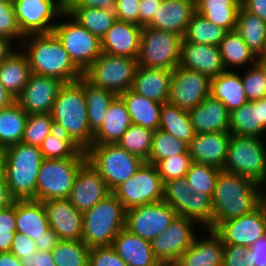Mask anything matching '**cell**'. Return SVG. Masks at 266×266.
Listing matches in <instances>:
<instances>
[{
	"label": "cell",
	"instance_id": "cell-1",
	"mask_svg": "<svg viewBox=\"0 0 266 266\" xmlns=\"http://www.w3.org/2000/svg\"><path fill=\"white\" fill-rule=\"evenodd\" d=\"M19 48L26 54L33 74L54 77L64 83L83 77L53 32L27 35Z\"/></svg>",
	"mask_w": 266,
	"mask_h": 266
},
{
	"label": "cell",
	"instance_id": "cell-2",
	"mask_svg": "<svg viewBox=\"0 0 266 266\" xmlns=\"http://www.w3.org/2000/svg\"><path fill=\"white\" fill-rule=\"evenodd\" d=\"M260 204L259 183L221 170L212 196L213 231L222 222L248 214Z\"/></svg>",
	"mask_w": 266,
	"mask_h": 266
},
{
	"label": "cell",
	"instance_id": "cell-3",
	"mask_svg": "<svg viewBox=\"0 0 266 266\" xmlns=\"http://www.w3.org/2000/svg\"><path fill=\"white\" fill-rule=\"evenodd\" d=\"M50 114L84 151L93 145L94 133L88 123L83 77L60 87Z\"/></svg>",
	"mask_w": 266,
	"mask_h": 266
},
{
	"label": "cell",
	"instance_id": "cell-4",
	"mask_svg": "<svg viewBox=\"0 0 266 266\" xmlns=\"http://www.w3.org/2000/svg\"><path fill=\"white\" fill-rule=\"evenodd\" d=\"M44 158L39 147L20 142L5 148L4 175L15 200H36V184Z\"/></svg>",
	"mask_w": 266,
	"mask_h": 266
},
{
	"label": "cell",
	"instance_id": "cell-5",
	"mask_svg": "<svg viewBox=\"0 0 266 266\" xmlns=\"http://www.w3.org/2000/svg\"><path fill=\"white\" fill-rule=\"evenodd\" d=\"M126 209L110 193L83 213L81 240L89 247L111 246L116 235L125 228Z\"/></svg>",
	"mask_w": 266,
	"mask_h": 266
},
{
	"label": "cell",
	"instance_id": "cell-6",
	"mask_svg": "<svg viewBox=\"0 0 266 266\" xmlns=\"http://www.w3.org/2000/svg\"><path fill=\"white\" fill-rule=\"evenodd\" d=\"M85 152L87 161L104 179L111 192L131 178L144 164L142 159L130 154L117 143L91 145Z\"/></svg>",
	"mask_w": 266,
	"mask_h": 266
},
{
	"label": "cell",
	"instance_id": "cell-7",
	"mask_svg": "<svg viewBox=\"0 0 266 266\" xmlns=\"http://www.w3.org/2000/svg\"><path fill=\"white\" fill-rule=\"evenodd\" d=\"M52 32L82 72L102 53L101 40L82 27L66 10L59 17Z\"/></svg>",
	"mask_w": 266,
	"mask_h": 266
},
{
	"label": "cell",
	"instance_id": "cell-8",
	"mask_svg": "<svg viewBox=\"0 0 266 266\" xmlns=\"http://www.w3.org/2000/svg\"><path fill=\"white\" fill-rule=\"evenodd\" d=\"M182 37L159 29L143 26L137 65L174 70L180 63Z\"/></svg>",
	"mask_w": 266,
	"mask_h": 266
},
{
	"label": "cell",
	"instance_id": "cell-9",
	"mask_svg": "<svg viewBox=\"0 0 266 266\" xmlns=\"http://www.w3.org/2000/svg\"><path fill=\"white\" fill-rule=\"evenodd\" d=\"M137 66L134 58L102 52L83 72V78L91 85L119 96L131 89Z\"/></svg>",
	"mask_w": 266,
	"mask_h": 266
},
{
	"label": "cell",
	"instance_id": "cell-10",
	"mask_svg": "<svg viewBox=\"0 0 266 266\" xmlns=\"http://www.w3.org/2000/svg\"><path fill=\"white\" fill-rule=\"evenodd\" d=\"M266 142L259 137L231 135L223 170L259 183L266 172Z\"/></svg>",
	"mask_w": 266,
	"mask_h": 266
},
{
	"label": "cell",
	"instance_id": "cell-11",
	"mask_svg": "<svg viewBox=\"0 0 266 266\" xmlns=\"http://www.w3.org/2000/svg\"><path fill=\"white\" fill-rule=\"evenodd\" d=\"M87 158L44 159L37 176L36 200L68 199L75 177Z\"/></svg>",
	"mask_w": 266,
	"mask_h": 266
},
{
	"label": "cell",
	"instance_id": "cell-12",
	"mask_svg": "<svg viewBox=\"0 0 266 266\" xmlns=\"http://www.w3.org/2000/svg\"><path fill=\"white\" fill-rule=\"evenodd\" d=\"M164 184L155 165L144 162L136 173L112 193L127 210L163 200Z\"/></svg>",
	"mask_w": 266,
	"mask_h": 266
},
{
	"label": "cell",
	"instance_id": "cell-13",
	"mask_svg": "<svg viewBox=\"0 0 266 266\" xmlns=\"http://www.w3.org/2000/svg\"><path fill=\"white\" fill-rule=\"evenodd\" d=\"M17 24L24 36L50 33L66 10L64 0H12Z\"/></svg>",
	"mask_w": 266,
	"mask_h": 266
},
{
	"label": "cell",
	"instance_id": "cell-14",
	"mask_svg": "<svg viewBox=\"0 0 266 266\" xmlns=\"http://www.w3.org/2000/svg\"><path fill=\"white\" fill-rule=\"evenodd\" d=\"M163 200L126 210L125 229L148 241L159 236L177 217Z\"/></svg>",
	"mask_w": 266,
	"mask_h": 266
},
{
	"label": "cell",
	"instance_id": "cell-15",
	"mask_svg": "<svg viewBox=\"0 0 266 266\" xmlns=\"http://www.w3.org/2000/svg\"><path fill=\"white\" fill-rule=\"evenodd\" d=\"M195 221L177 216L174 221L151 242L155 258L162 266H172L198 236Z\"/></svg>",
	"mask_w": 266,
	"mask_h": 266
},
{
	"label": "cell",
	"instance_id": "cell-16",
	"mask_svg": "<svg viewBox=\"0 0 266 266\" xmlns=\"http://www.w3.org/2000/svg\"><path fill=\"white\" fill-rule=\"evenodd\" d=\"M210 95V78L177 66L172 70L168 103L189 112Z\"/></svg>",
	"mask_w": 266,
	"mask_h": 266
},
{
	"label": "cell",
	"instance_id": "cell-17",
	"mask_svg": "<svg viewBox=\"0 0 266 266\" xmlns=\"http://www.w3.org/2000/svg\"><path fill=\"white\" fill-rule=\"evenodd\" d=\"M214 232L222 239L223 244L249 248L266 234V204H260L248 214L222 222Z\"/></svg>",
	"mask_w": 266,
	"mask_h": 266
},
{
	"label": "cell",
	"instance_id": "cell-18",
	"mask_svg": "<svg viewBox=\"0 0 266 266\" xmlns=\"http://www.w3.org/2000/svg\"><path fill=\"white\" fill-rule=\"evenodd\" d=\"M64 84L54 77L31 74L15 102L29 115L51 113L60 87Z\"/></svg>",
	"mask_w": 266,
	"mask_h": 266
},
{
	"label": "cell",
	"instance_id": "cell-19",
	"mask_svg": "<svg viewBox=\"0 0 266 266\" xmlns=\"http://www.w3.org/2000/svg\"><path fill=\"white\" fill-rule=\"evenodd\" d=\"M112 193L99 173L86 161L77 172L68 200L84 213Z\"/></svg>",
	"mask_w": 266,
	"mask_h": 266
},
{
	"label": "cell",
	"instance_id": "cell-20",
	"mask_svg": "<svg viewBox=\"0 0 266 266\" xmlns=\"http://www.w3.org/2000/svg\"><path fill=\"white\" fill-rule=\"evenodd\" d=\"M49 227L61 240H81L83 213L68 199H52L43 202Z\"/></svg>",
	"mask_w": 266,
	"mask_h": 266
},
{
	"label": "cell",
	"instance_id": "cell-21",
	"mask_svg": "<svg viewBox=\"0 0 266 266\" xmlns=\"http://www.w3.org/2000/svg\"><path fill=\"white\" fill-rule=\"evenodd\" d=\"M231 135L230 132L195 134L188 144L191 161L223 170Z\"/></svg>",
	"mask_w": 266,
	"mask_h": 266
},
{
	"label": "cell",
	"instance_id": "cell-22",
	"mask_svg": "<svg viewBox=\"0 0 266 266\" xmlns=\"http://www.w3.org/2000/svg\"><path fill=\"white\" fill-rule=\"evenodd\" d=\"M179 66L215 77L226 69L223 66L219 47L181 41Z\"/></svg>",
	"mask_w": 266,
	"mask_h": 266
},
{
	"label": "cell",
	"instance_id": "cell-23",
	"mask_svg": "<svg viewBox=\"0 0 266 266\" xmlns=\"http://www.w3.org/2000/svg\"><path fill=\"white\" fill-rule=\"evenodd\" d=\"M204 233L208 237L197 236L172 266H222V239L213 230H203Z\"/></svg>",
	"mask_w": 266,
	"mask_h": 266
},
{
	"label": "cell",
	"instance_id": "cell-24",
	"mask_svg": "<svg viewBox=\"0 0 266 266\" xmlns=\"http://www.w3.org/2000/svg\"><path fill=\"white\" fill-rule=\"evenodd\" d=\"M142 26L116 20L101 39V51L110 55L136 59Z\"/></svg>",
	"mask_w": 266,
	"mask_h": 266
},
{
	"label": "cell",
	"instance_id": "cell-25",
	"mask_svg": "<svg viewBox=\"0 0 266 266\" xmlns=\"http://www.w3.org/2000/svg\"><path fill=\"white\" fill-rule=\"evenodd\" d=\"M195 12V0H162L159 10L146 26L169 31L183 38Z\"/></svg>",
	"mask_w": 266,
	"mask_h": 266
},
{
	"label": "cell",
	"instance_id": "cell-26",
	"mask_svg": "<svg viewBox=\"0 0 266 266\" xmlns=\"http://www.w3.org/2000/svg\"><path fill=\"white\" fill-rule=\"evenodd\" d=\"M188 113L195 134L229 132V111L211 95Z\"/></svg>",
	"mask_w": 266,
	"mask_h": 266
},
{
	"label": "cell",
	"instance_id": "cell-27",
	"mask_svg": "<svg viewBox=\"0 0 266 266\" xmlns=\"http://www.w3.org/2000/svg\"><path fill=\"white\" fill-rule=\"evenodd\" d=\"M128 266H162L155 258L151 242L122 229L111 245Z\"/></svg>",
	"mask_w": 266,
	"mask_h": 266
},
{
	"label": "cell",
	"instance_id": "cell-28",
	"mask_svg": "<svg viewBox=\"0 0 266 266\" xmlns=\"http://www.w3.org/2000/svg\"><path fill=\"white\" fill-rule=\"evenodd\" d=\"M172 71L137 66L131 90L158 103L169 98Z\"/></svg>",
	"mask_w": 266,
	"mask_h": 266
},
{
	"label": "cell",
	"instance_id": "cell-29",
	"mask_svg": "<svg viewBox=\"0 0 266 266\" xmlns=\"http://www.w3.org/2000/svg\"><path fill=\"white\" fill-rule=\"evenodd\" d=\"M15 220L16 232L32 240L50 228L43 202L34 199L15 200Z\"/></svg>",
	"mask_w": 266,
	"mask_h": 266
},
{
	"label": "cell",
	"instance_id": "cell-30",
	"mask_svg": "<svg viewBox=\"0 0 266 266\" xmlns=\"http://www.w3.org/2000/svg\"><path fill=\"white\" fill-rule=\"evenodd\" d=\"M210 95L220 100L229 112L248 102L241 74L237 70H225L210 78Z\"/></svg>",
	"mask_w": 266,
	"mask_h": 266
},
{
	"label": "cell",
	"instance_id": "cell-31",
	"mask_svg": "<svg viewBox=\"0 0 266 266\" xmlns=\"http://www.w3.org/2000/svg\"><path fill=\"white\" fill-rule=\"evenodd\" d=\"M31 74L28 58L19 47L0 64V82L14 99L23 91Z\"/></svg>",
	"mask_w": 266,
	"mask_h": 266
},
{
	"label": "cell",
	"instance_id": "cell-32",
	"mask_svg": "<svg viewBox=\"0 0 266 266\" xmlns=\"http://www.w3.org/2000/svg\"><path fill=\"white\" fill-rule=\"evenodd\" d=\"M130 125L126 105L117 96L110 104L101 127L94 133L93 145L117 143Z\"/></svg>",
	"mask_w": 266,
	"mask_h": 266
},
{
	"label": "cell",
	"instance_id": "cell-33",
	"mask_svg": "<svg viewBox=\"0 0 266 266\" xmlns=\"http://www.w3.org/2000/svg\"><path fill=\"white\" fill-rule=\"evenodd\" d=\"M126 105L131 124L140 125L153 131L159 129L163 103L150 100L128 89L119 95Z\"/></svg>",
	"mask_w": 266,
	"mask_h": 266
},
{
	"label": "cell",
	"instance_id": "cell-34",
	"mask_svg": "<svg viewBox=\"0 0 266 266\" xmlns=\"http://www.w3.org/2000/svg\"><path fill=\"white\" fill-rule=\"evenodd\" d=\"M39 148L44 159L87 158L86 152L71 138L66 129L54 120L50 134Z\"/></svg>",
	"mask_w": 266,
	"mask_h": 266
},
{
	"label": "cell",
	"instance_id": "cell-35",
	"mask_svg": "<svg viewBox=\"0 0 266 266\" xmlns=\"http://www.w3.org/2000/svg\"><path fill=\"white\" fill-rule=\"evenodd\" d=\"M219 50L226 70H234L235 67L237 68L235 70L245 69V67L247 68L258 61V58L245 44L242 35L236 29L225 34L219 44Z\"/></svg>",
	"mask_w": 266,
	"mask_h": 266
},
{
	"label": "cell",
	"instance_id": "cell-36",
	"mask_svg": "<svg viewBox=\"0 0 266 266\" xmlns=\"http://www.w3.org/2000/svg\"><path fill=\"white\" fill-rule=\"evenodd\" d=\"M240 6L237 0H195L196 12L227 32L236 29Z\"/></svg>",
	"mask_w": 266,
	"mask_h": 266
},
{
	"label": "cell",
	"instance_id": "cell-37",
	"mask_svg": "<svg viewBox=\"0 0 266 266\" xmlns=\"http://www.w3.org/2000/svg\"><path fill=\"white\" fill-rule=\"evenodd\" d=\"M236 30L242 35L245 44L258 58L266 43V22L240 6L237 14Z\"/></svg>",
	"mask_w": 266,
	"mask_h": 266
},
{
	"label": "cell",
	"instance_id": "cell-38",
	"mask_svg": "<svg viewBox=\"0 0 266 266\" xmlns=\"http://www.w3.org/2000/svg\"><path fill=\"white\" fill-rule=\"evenodd\" d=\"M28 114L14 101L0 109V147L6 148L22 141Z\"/></svg>",
	"mask_w": 266,
	"mask_h": 266
},
{
	"label": "cell",
	"instance_id": "cell-39",
	"mask_svg": "<svg viewBox=\"0 0 266 266\" xmlns=\"http://www.w3.org/2000/svg\"><path fill=\"white\" fill-rule=\"evenodd\" d=\"M159 129L187 144L195 136L189 113L168 102L162 104Z\"/></svg>",
	"mask_w": 266,
	"mask_h": 266
},
{
	"label": "cell",
	"instance_id": "cell-40",
	"mask_svg": "<svg viewBox=\"0 0 266 266\" xmlns=\"http://www.w3.org/2000/svg\"><path fill=\"white\" fill-rule=\"evenodd\" d=\"M84 95L86 98L89 127L95 133L101 127L106 112L117 95L103 88L95 87L85 79Z\"/></svg>",
	"mask_w": 266,
	"mask_h": 266
},
{
	"label": "cell",
	"instance_id": "cell-41",
	"mask_svg": "<svg viewBox=\"0 0 266 266\" xmlns=\"http://www.w3.org/2000/svg\"><path fill=\"white\" fill-rule=\"evenodd\" d=\"M229 132L237 136L264 138V131L259 127L256 100L248 101L240 108L229 112Z\"/></svg>",
	"mask_w": 266,
	"mask_h": 266
},
{
	"label": "cell",
	"instance_id": "cell-42",
	"mask_svg": "<svg viewBox=\"0 0 266 266\" xmlns=\"http://www.w3.org/2000/svg\"><path fill=\"white\" fill-rule=\"evenodd\" d=\"M66 11L85 29L100 40L117 20L114 11L99 8H66Z\"/></svg>",
	"mask_w": 266,
	"mask_h": 266
},
{
	"label": "cell",
	"instance_id": "cell-43",
	"mask_svg": "<svg viewBox=\"0 0 266 266\" xmlns=\"http://www.w3.org/2000/svg\"><path fill=\"white\" fill-rule=\"evenodd\" d=\"M226 33L227 31L224 28L209 22L203 15L195 12L182 41L219 47Z\"/></svg>",
	"mask_w": 266,
	"mask_h": 266
},
{
	"label": "cell",
	"instance_id": "cell-44",
	"mask_svg": "<svg viewBox=\"0 0 266 266\" xmlns=\"http://www.w3.org/2000/svg\"><path fill=\"white\" fill-rule=\"evenodd\" d=\"M154 131L140 125L131 124L117 144L130 154L147 162L152 147Z\"/></svg>",
	"mask_w": 266,
	"mask_h": 266
},
{
	"label": "cell",
	"instance_id": "cell-45",
	"mask_svg": "<svg viewBox=\"0 0 266 266\" xmlns=\"http://www.w3.org/2000/svg\"><path fill=\"white\" fill-rule=\"evenodd\" d=\"M89 251L82 240H61L51 253L56 266H89Z\"/></svg>",
	"mask_w": 266,
	"mask_h": 266
},
{
	"label": "cell",
	"instance_id": "cell-46",
	"mask_svg": "<svg viewBox=\"0 0 266 266\" xmlns=\"http://www.w3.org/2000/svg\"><path fill=\"white\" fill-rule=\"evenodd\" d=\"M188 144L172 136L165 131L158 129L154 131L152 147L146 163L155 165L157 162L174 157L179 154L188 153Z\"/></svg>",
	"mask_w": 266,
	"mask_h": 266
},
{
	"label": "cell",
	"instance_id": "cell-47",
	"mask_svg": "<svg viewBox=\"0 0 266 266\" xmlns=\"http://www.w3.org/2000/svg\"><path fill=\"white\" fill-rule=\"evenodd\" d=\"M220 171L213 166L192 162L185 179L188 185L194 189V192H200L212 198Z\"/></svg>",
	"mask_w": 266,
	"mask_h": 266
},
{
	"label": "cell",
	"instance_id": "cell-48",
	"mask_svg": "<svg viewBox=\"0 0 266 266\" xmlns=\"http://www.w3.org/2000/svg\"><path fill=\"white\" fill-rule=\"evenodd\" d=\"M194 193L185 178H178L164 183L163 201L175 210L179 217L187 218V199Z\"/></svg>",
	"mask_w": 266,
	"mask_h": 266
},
{
	"label": "cell",
	"instance_id": "cell-49",
	"mask_svg": "<svg viewBox=\"0 0 266 266\" xmlns=\"http://www.w3.org/2000/svg\"><path fill=\"white\" fill-rule=\"evenodd\" d=\"M187 218L195 221L202 230H213L212 198L200 192H194L187 199Z\"/></svg>",
	"mask_w": 266,
	"mask_h": 266
},
{
	"label": "cell",
	"instance_id": "cell-50",
	"mask_svg": "<svg viewBox=\"0 0 266 266\" xmlns=\"http://www.w3.org/2000/svg\"><path fill=\"white\" fill-rule=\"evenodd\" d=\"M241 74L242 84L248 101L266 97V66L258 61L245 68Z\"/></svg>",
	"mask_w": 266,
	"mask_h": 266
},
{
	"label": "cell",
	"instance_id": "cell-51",
	"mask_svg": "<svg viewBox=\"0 0 266 266\" xmlns=\"http://www.w3.org/2000/svg\"><path fill=\"white\" fill-rule=\"evenodd\" d=\"M52 122L50 113L29 114L21 142L40 147L43 140L50 134Z\"/></svg>",
	"mask_w": 266,
	"mask_h": 266
},
{
	"label": "cell",
	"instance_id": "cell-52",
	"mask_svg": "<svg viewBox=\"0 0 266 266\" xmlns=\"http://www.w3.org/2000/svg\"><path fill=\"white\" fill-rule=\"evenodd\" d=\"M192 163L189 152L165 158L155 164L158 174L164 183L178 178H185Z\"/></svg>",
	"mask_w": 266,
	"mask_h": 266
},
{
	"label": "cell",
	"instance_id": "cell-53",
	"mask_svg": "<svg viewBox=\"0 0 266 266\" xmlns=\"http://www.w3.org/2000/svg\"><path fill=\"white\" fill-rule=\"evenodd\" d=\"M0 36H3L19 47L24 35L17 24L12 0H0Z\"/></svg>",
	"mask_w": 266,
	"mask_h": 266
},
{
	"label": "cell",
	"instance_id": "cell-54",
	"mask_svg": "<svg viewBox=\"0 0 266 266\" xmlns=\"http://www.w3.org/2000/svg\"><path fill=\"white\" fill-rule=\"evenodd\" d=\"M16 232L15 201L12 205L0 210V253L10 252Z\"/></svg>",
	"mask_w": 266,
	"mask_h": 266
},
{
	"label": "cell",
	"instance_id": "cell-55",
	"mask_svg": "<svg viewBox=\"0 0 266 266\" xmlns=\"http://www.w3.org/2000/svg\"><path fill=\"white\" fill-rule=\"evenodd\" d=\"M89 266H128L112 246L91 247L89 251Z\"/></svg>",
	"mask_w": 266,
	"mask_h": 266
},
{
	"label": "cell",
	"instance_id": "cell-56",
	"mask_svg": "<svg viewBox=\"0 0 266 266\" xmlns=\"http://www.w3.org/2000/svg\"><path fill=\"white\" fill-rule=\"evenodd\" d=\"M249 256L250 249L246 246L224 244L222 266H254Z\"/></svg>",
	"mask_w": 266,
	"mask_h": 266
},
{
	"label": "cell",
	"instance_id": "cell-57",
	"mask_svg": "<svg viewBox=\"0 0 266 266\" xmlns=\"http://www.w3.org/2000/svg\"><path fill=\"white\" fill-rule=\"evenodd\" d=\"M140 0H116V19L139 25Z\"/></svg>",
	"mask_w": 266,
	"mask_h": 266
},
{
	"label": "cell",
	"instance_id": "cell-58",
	"mask_svg": "<svg viewBox=\"0 0 266 266\" xmlns=\"http://www.w3.org/2000/svg\"><path fill=\"white\" fill-rule=\"evenodd\" d=\"M36 244L34 240L25 236L24 234L15 232L10 252H12L18 259L26 257L28 254L36 252Z\"/></svg>",
	"mask_w": 266,
	"mask_h": 266
},
{
	"label": "cell",
	"instance_id": "cell-59",
	"mask_svg": "<svg viewBox=\"0 0 266 266\" xmlns=\"http://www.w3.org/2000/svg\"><path fill=\"white\" fill-rule=\"evenodd\" d=\"M249 249L251 265L266 266V234L258 238Z\"/></svg>",
	"mask_w": 266,
	"mask_h": 266
},
{
	"label": "cell",
	"instance_id": "cell-60",
	"mask_svg": "<svg viewBox=\"0 0 266 266\" xmlns=\"http://www.w3.org/2000/svg\"><path fill=\"white\" fill-rule=\"evenodd\" d=\"M116 0H68L66 8H99L115 11Z\"/></svg>",
	"mask_w": 266,
	"mask_h": 266
},
{
	"label": "cell",
	"instance_id": "cell-61",
	"mask_svg": "<svg viewBox=\"0 0 266 266\" xmlns=\"http://www.w3.org/2000/svg\"><path fill=\"white\" fill-rule=\"evenodd\" d=\"M162 0H140L139 26H146L159 10Z\"/></svg>",
	"mask_w": 266,
	"mask_h": 266
},
{
	"label": "cell",
	"instance_id": "cell-62",
	"mask_svg": "<svg viewBox=\"0 0 266 266\" xmlns=\"http://www.w3.org/2000/svg\"><path fill=\"white\" fill-rule=\"evenodd\" d=\"M23 266H56L51 251H36L21 259Z\"/></svg>",
	"mask_w": 266,
	"mask_h": 266
},
{
	"label": "cell",
	"instance_id": "cell-63",
	"mask_svg": "<svg viewBox=\"0 0 266 266\" xmlns=\"http://www.w3.org/2000/svg\"><path fill=\"white\" fill-rule=\"evenodd\" d=\"M60 241L61 239L59 236L50 228L45 231V235L40 236L38 239H34L36 250L45 252L51 251Z\"/></svg>",
	"mask_w": 266,
	"mask_h": 266
},
{
	"label": "cell",
	"instance_id": "cell-64",
	"mask_svg": "<svg viewBox=\"0 0 266 266\" xmlns=\"http://www.w3.org/2000/svg\"><path fill=\"white\" fill-rule=\"evenodd\" d=\"M241 6L266 22V0H245Z\"/></svg>",
	"mask_w": 266,
	"mask_h": 266
},
{
	"label": "cell",
	"instance_id": "cell-65",
	"mask_svg": "<svg viewBox=\"0 0 266 266\" xmlns=\"http://www.w3.org/2000/svg\"><path fill=\"white\" fill-rule=\"evenodd\" d=\"M14 201L15 199L12 197L6 183L5 175H0V210L9 207Z\"/></svg>",
	"mask_w": 266,
	"mask_h": 266
},
{
	"label": "cell",
	"instance_id": "cell-66",
	"mask_svg": "<svg viewBox=\"0 0 266 266\" xmlns=\"http://www.w3.org/2000/svg\"><path fill=\"white\" fill-rule=\"evenodd\" d=\"M16 47V44L12 41L0 36V64L15 50Z\"/></svg>",
	"mask_w": 266,
	"mask_h": 266
},
{
	"label": "cell",
	"instance_id": "cell-67",
	"mask_svg": "<svg viewBox=\"0 0 266 266\" xmlns=\"http://www.w3.org/2000/svg\"><path fill=\"white\" fill-rule=\"evenodd\" d=\"M256 107H258L259 127L266 132V97L256 100ZM266 134V133H265Z\"/></svg>",
	"mask_w": 266,
	"mask_h": 266
},
{
	"label": "cell",
	"instance_id": "cell-68",
	"mask_svg": "<svg viewBox=\"0 0 266 266\" xmlns=\"http://www.w3.org/2000/svg\"><path fill=\"white\" fill-rule=\"evenodd\" d=\"M0 266H23L21 260L12 252L0 253Z\"/></svg>",
	"mask_w": 266,
	"mask_h": 266
},
{
	"label": "cell",
	"instance_id": "cell-69",
	"mask_svg": "<svg viewBox=\"0 0 266 266\" xmlns=\"http://www.w3.org/2000/svg\"><path fill=\"white\" fill-rule=\"evenodd\" d=\"M15 99L8 93L0 82V109L10 106Z\"/></svg>",
	"mask_w": 266,
	"mask_h": 266
},
{
	"label": "cell",
	"instance_id": "cell-70",
	"mask_svg": "<svg viewBox=\"0 0 266 266\" xmlns=\"http://www.w3.org/2000/svg\"><path fill=\"white\" fill-rule=\"evenodd\" d=\"M266 172L264 175V178L259 182V188H260V203L266 204V192L264 193V189L266 191Z\"/></svg>",
	"mask_w": 266,
	"mask_h": 266
},
{
	"label": "cell",
	"instance_id": "cell-71",
	"mask_svg": "<svg viewBox=\"0 0 266 266\" xmlns=\"http://www.w3.org/2000/svg\"><path fill=\"white\" fill-rule=\"evenodd\" d=\"M5 149L0 147V175H4Z\"/></svg>",
	"mask_w": 266,
	"mask_h": 266
},
{
	"label": "cell",
	"instance_id": "cell-72",
	"mask_svg": "<svg viewBox=\"0 0 266 266\" xmlns=\"http://www.w3.org/2000/svg\"><path fill=\"white\" fill-rule=\"evenodd\" d=\"M258 62L266 66V43L263 52L258 57Z\"/></svg>",
	"mask_w": 266,
	"mask_h": 266
},
{
	"label": "cell",
	"instance_id": "cell-73",
	"mask_svg": "<svg viewBox=\"0 0 266 266\" xmlns=\"http://www.w3.org/2000/svg\"><path fill=\"white\" fill-rule=\"evenodd\" d=\"M240 4H242L245 0H237Z\"/></svg>",
	"mask_w": 266,
	"mask_h": 266
}]
</instances>
